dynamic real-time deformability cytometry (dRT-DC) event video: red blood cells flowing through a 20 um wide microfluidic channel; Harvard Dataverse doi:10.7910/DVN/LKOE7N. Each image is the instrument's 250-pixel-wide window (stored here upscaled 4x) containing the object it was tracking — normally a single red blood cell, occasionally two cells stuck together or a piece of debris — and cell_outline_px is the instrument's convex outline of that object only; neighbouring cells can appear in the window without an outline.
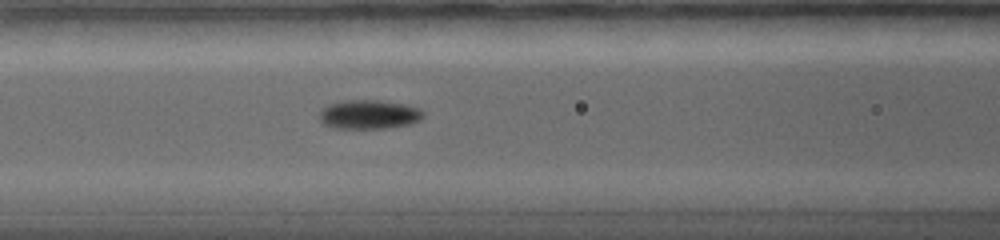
{"species": "common noctule bat (a hibernating species)", "species_latin": "Nyctalus noctula", "temperature_condition": "warm", "stored_images_in_passage": 7, "camera_frame_rate_fps": 5000, "um_per_image_px": 0.085, "animal": {"sex": "female", "body_mass_g": 19.0, "forearm_length_mm": 56.7}, "frame": {"image": 1, "passage_image": 7, "time_ms": 5.6, "image_size_px": [1000, 240], "cell_outline_px": [[424, 116], [420, 120], [412, 124], [384, 128], [336, 128], [324, 124], [320, 120], [320, 112], [328, 104], [344, 100], [376, 100], [408, 104], [420, 108], [424, 112]], "centroid_in_image_um": [31.41, 9.72], "position_along_channel_um": 135.2, "area_um2": 17.69}}